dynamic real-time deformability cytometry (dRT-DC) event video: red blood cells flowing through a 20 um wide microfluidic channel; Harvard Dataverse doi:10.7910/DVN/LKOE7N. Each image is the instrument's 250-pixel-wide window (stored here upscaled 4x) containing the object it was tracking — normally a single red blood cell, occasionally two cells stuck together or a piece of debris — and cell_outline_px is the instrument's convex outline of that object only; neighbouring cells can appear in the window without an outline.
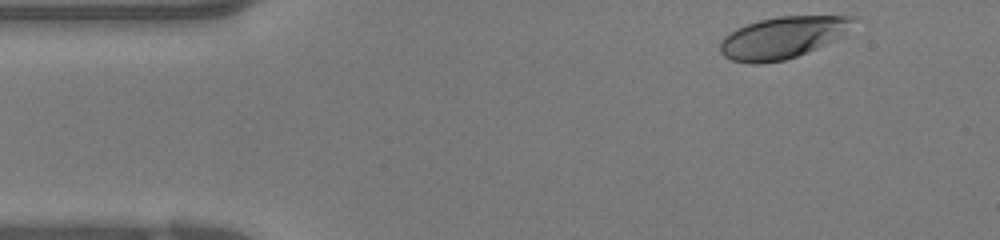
{"species": "human", "species_latin": "Homo sapiens", "temperature_condition": "warm", "stored_images_in_passage": 36, "camera_frame_rate_fps": 3000, "um_per_image_px": 0.085, "donor": {"sex": "female"}, "frame": {"image": 1, "passage_image": 1, "time_ms": 0.0, "image_size_px": [1000, 240], "cell_outline_px": [[860, 16], [840, 36], [808, 52], [784, 60], [760, 64], [752, 64], [732, 60], [724, 56], [720, 52], [720, 40], [724, 36], [736, 28], [760, 20], [776, 16]], "centroid_in_image_um": [66.47, 3.19], "position_along_channel_um": 18.5, "area_um2": 32.14}}
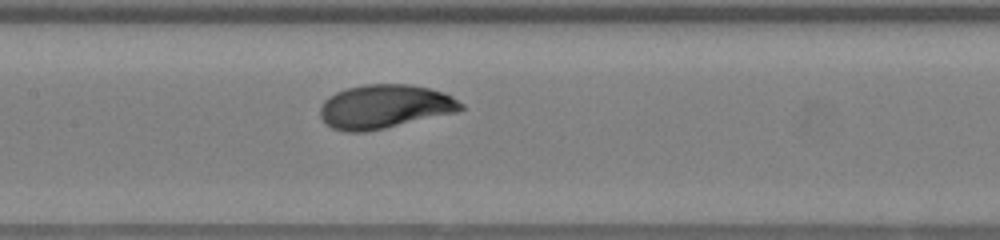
{"frame": {"image": 2, "passage_image": 15, "time_ms": 4.667, "image_size_px": [1000, 240], "cell_outline_px": [[464, 108], [456, 112], [384, 128], [364, 132], [348, 132], [332, 128], [324, 124], [320, 116], [320, 108], [324, 100], [328, 96], [336, 92], [348, 88], [364, 84], [412, 84], [444, 92], [452, 96], [464, 104]], "centroid_in_image_um": [32.67, 9.05], "position_along_channel_um": 174.7, "area_um2": 36.01}}
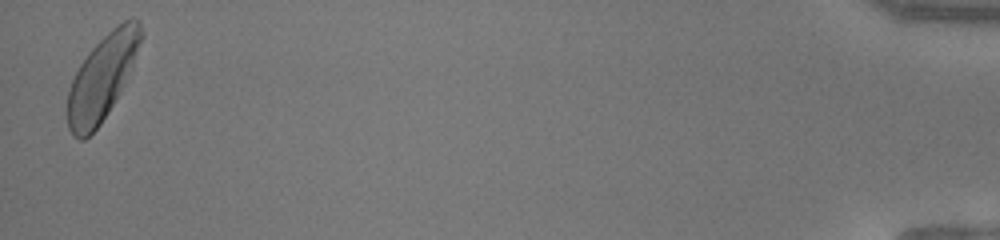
{"frame": {"image": 3, "passage_image": 36, "time_ms": 11.667, "image_size_px": [1000, 240], "cell_outline_px": [[144, 36], [124, 80], [108, 112], [100, 124], [84, 140], [80, 140], [72, 136], [68, 128], [68, 88], [80, 64], [88, 52], [112, 28], [124, 20], [140, 20], [144, 32]], "centroid_in_image_um": [8.65, 6.58], "position_along_channel_um": 426.5, "area_um2": 35.37}}